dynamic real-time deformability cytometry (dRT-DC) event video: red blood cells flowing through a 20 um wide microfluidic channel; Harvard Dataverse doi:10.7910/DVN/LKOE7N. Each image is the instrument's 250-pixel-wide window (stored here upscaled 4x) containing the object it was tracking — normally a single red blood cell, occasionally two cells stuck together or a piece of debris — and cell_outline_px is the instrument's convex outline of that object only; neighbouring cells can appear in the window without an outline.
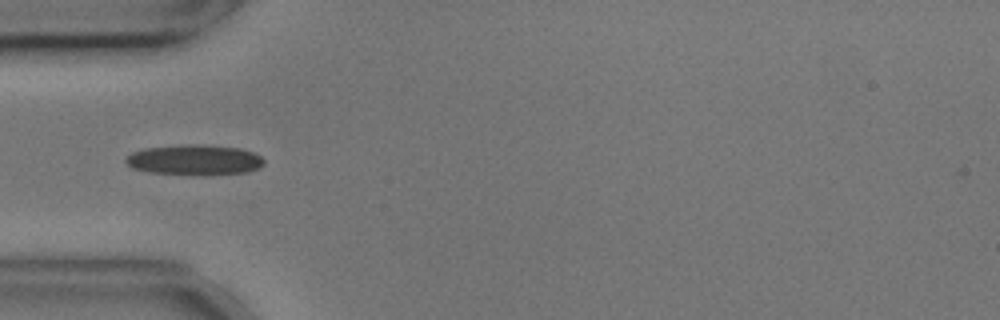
{"species": "common noctule bat (a hibernating species)", "species_latin": "Nyctalus noctula", "temperature_condition": "cold", "stored_images_in_passage": 28, "camera_frame_rate_fps": 3000, "um_per_image_px": 0.085, "animal": {"sex": "male", "body_mass_g": 17.9, "forearm_length_mm": 54.2}, "frame": {"image": 1, "passage_image": 5, "time_ms": 1.333, "image_size_px": [1000, 320], "cell_outline_px": [[264, 164], [260, 168], [248, 172], [152, 172], [132, 168], [124, 160], [132, 152], [144, 148], [196, 144], [240, 148], [256, 152], [264, 160]], "centroid_in_image_um": [16.56, 13.54], "position_along_channel_um": 68.4, "area_um2": 23.24}}